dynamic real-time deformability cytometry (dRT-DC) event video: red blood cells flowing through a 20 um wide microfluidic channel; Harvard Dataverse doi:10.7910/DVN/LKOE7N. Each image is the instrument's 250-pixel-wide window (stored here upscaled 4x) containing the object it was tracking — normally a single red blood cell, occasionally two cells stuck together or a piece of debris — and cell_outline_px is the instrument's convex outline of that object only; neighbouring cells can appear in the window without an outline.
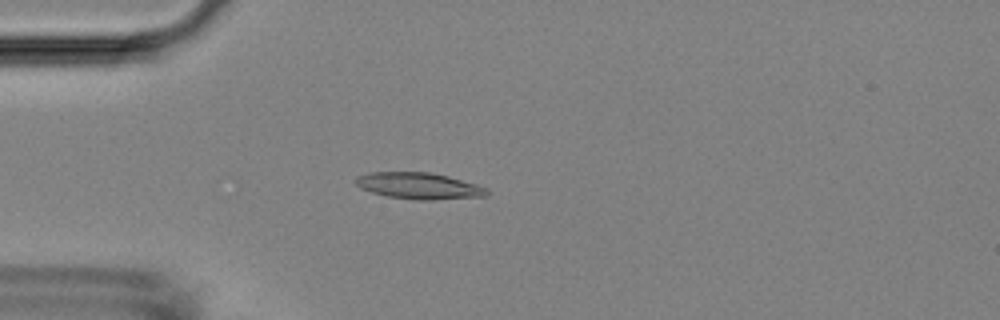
{"species": "Egyptian fruit bat (a non-hibernating species)", "species_latin": "Rousettus aegyptiacus", "temperature_condition": "room temperature", "stored_images_in_passage": 3, "camera_frame_rate_fps": 3000, "um_per_image_px": 0.085, "animal": {"sex": "female"}, "frame": {"image": 1, "passage_image": 3, "time_ms": 0.667, "image_size_px": [1000, 320], "cell_outline_px": [[488, 196], [432, 200], [416, 200], [388, 196], [372, 192], [360, 188], [352, 180], [356, 176], [368, 172], [432, 172], [448, 176], [476, 184], [488, 188]], "centroid_in_image_um": [35.59, 15.79], "position_along_channel_um": 49.4, "area_um2": 20.4}}